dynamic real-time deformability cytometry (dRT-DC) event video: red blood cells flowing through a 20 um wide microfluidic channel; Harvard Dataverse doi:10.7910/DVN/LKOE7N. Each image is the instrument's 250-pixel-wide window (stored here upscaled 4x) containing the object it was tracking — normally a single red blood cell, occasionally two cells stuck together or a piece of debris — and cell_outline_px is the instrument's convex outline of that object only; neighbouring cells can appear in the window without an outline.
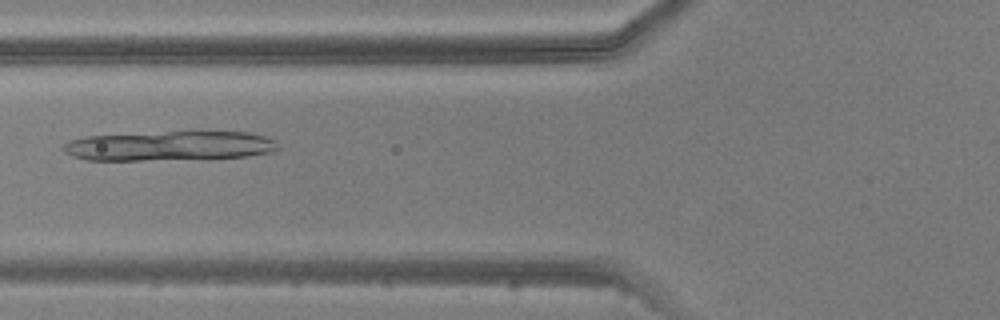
{"species": "common noctule bat (a hibernating species)", "species_latin": "Nyctalus noctula", "temperature_condition": "warm", "stored_images_in_passage": 6, "camera_frame_rate_fps": 3000, "um_per_image_px": 0.085, "animal": {"sex": "male", "body_mass_g": 20.5, "forearm_length_mm": 52.5}, "frame": {"image": 1, "passage_image": 5, "time_ms": 5.0, "image_size_px": [1000, 320], "cell_outline_px": [[280, 148], [276, 152], [244, 156], [140, 160], [88, 160], [72, 156], [64, 152], [64, 144], [68, 140], [84, 136], [168, 132], [248, 132], [264, 136], [276, 140]], "centroid_in_image_um": [14.41, 12.39], "position_along_channel_um": 111.4, "area_um2": 36.65}}
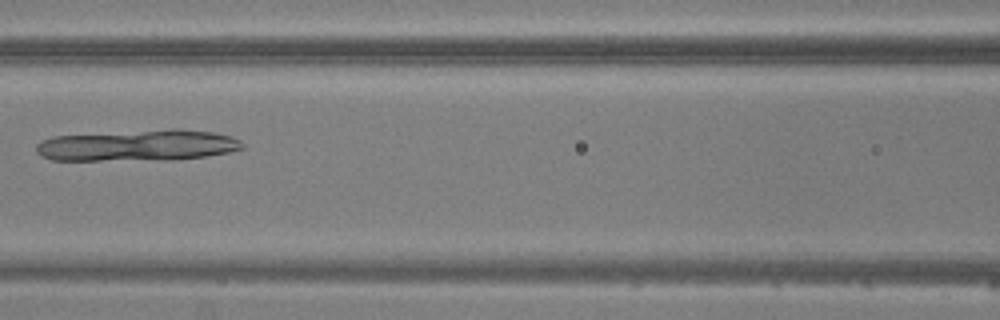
{"frame": {"image": 2, "passage_image": 6, "time_ms": 6.0, "image_size_px": [1000, 320], "cell_outline_px": [[244, 148], [228, 152], [204, 156], [172, 160], [52, 160], [40, 156], [36, 152], [36, 144], [40, 140], [52, 136], [172, 128], [176, 128], [212, 132], [232, 136], [240, 140], [244, 144]], "centroid_in_image_um": [11.69, 12.35], "position_along_channel_um": 154.9, "area_um2": 37.97}}